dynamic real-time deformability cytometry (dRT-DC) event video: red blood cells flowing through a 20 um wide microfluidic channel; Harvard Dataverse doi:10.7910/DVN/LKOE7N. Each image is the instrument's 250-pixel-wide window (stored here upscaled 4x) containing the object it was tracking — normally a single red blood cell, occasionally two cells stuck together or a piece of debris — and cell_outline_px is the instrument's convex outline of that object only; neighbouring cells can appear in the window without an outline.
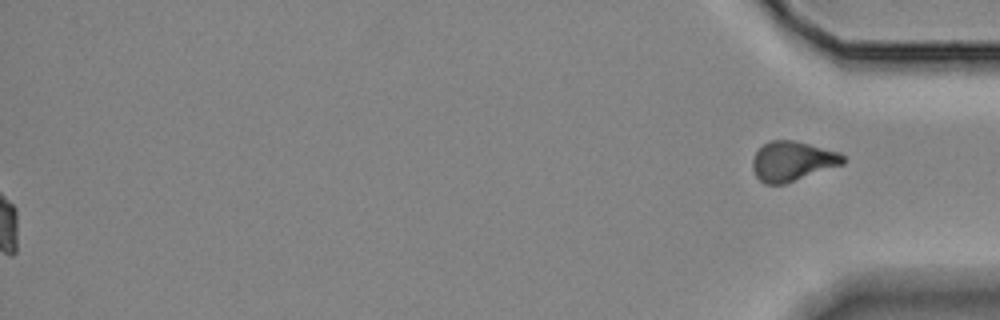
{"species": "Egyptian fruit bat (a non-hibernating species)", "species_latin": "Rousettus aegyptiacus", "temperature_condition": "room temperature", "stored_images_in_passage": 47, "segment_of_instrument_passage": [2, 2], "camera_frame_rate_fps": 3000, "um_per_image_px": 0.085, "animal": {"sex": "female"}, "frame": {"image": 1, "passage_image": 47, "time_ms": 15.333, "image_size_px": [1000, 320], "cell_outline_px": [[848, 160], [844, 164], [784, 184], [764, 184], [756, 176], [752, 168], [752, 160], [756, 152], [764, 144], [772, 140], [792, 140], [840, 152]], "centroid_in_image_um": [67.37, 13.7], "position_along_channel_um": 367.8, "area_um2": 20.92}}